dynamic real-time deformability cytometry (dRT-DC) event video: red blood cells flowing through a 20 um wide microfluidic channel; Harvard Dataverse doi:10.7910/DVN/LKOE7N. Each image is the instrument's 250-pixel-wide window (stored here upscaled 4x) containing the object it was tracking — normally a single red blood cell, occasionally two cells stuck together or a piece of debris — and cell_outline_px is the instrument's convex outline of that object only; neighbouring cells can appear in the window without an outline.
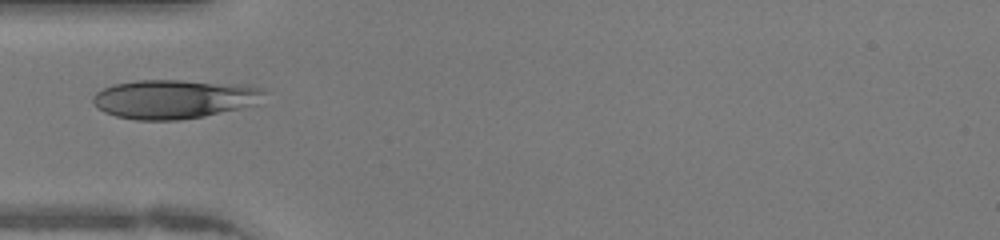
{"species": "human", "species_latin": "Homo sapiens", "temperature_condition": "warm", "stored_images_in_passage": 33, "camera_frame_rate_fps": 3000, "um_per_image_px": 0.085, "donor": {"sex": "female"}, "frame": {"image": 1, "passage_image": 1, "time_ms": 0.0, "image_size_px": [1000, 240], "cell_outline_px": [[268, 92], [256, 104], [240, 108], [204, 116], [180, 120], [136, 120], [116, 116], [104, 112], [92, 100], [92, 96], [96, 92], [112, 84], [136, 80], [180, 80], [252, 84], [264, 88]], "centroid_in_image_um": [14.86, 8.4], "position_along_channel_um": 70.1, "area_um2": 39.36}}
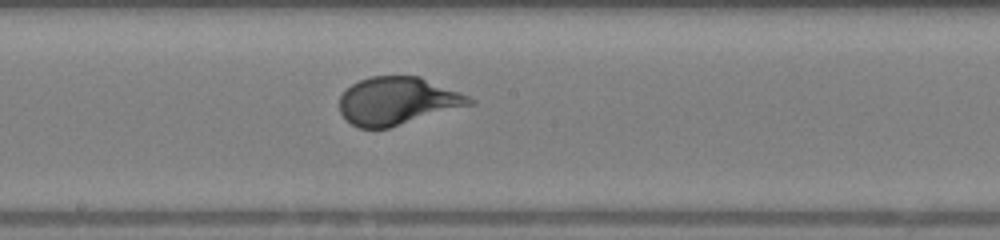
{"frame": {"image": 2, "passage_image": 11, "time_ms": 3.333, "image_size_px": [1000, 240], "cell_outline_px": [[476, 104], [388, 128], [360, 128], [352, 124], [340, 112], [340, 96], [352, 84], [360, 80], [372, 76], [420, 76], [468, 96], [476, 100]], "centroid_in_image_um": [33.82, 8.58], "position_along_channel_um": 214.4, "area_um2": 36.01}}
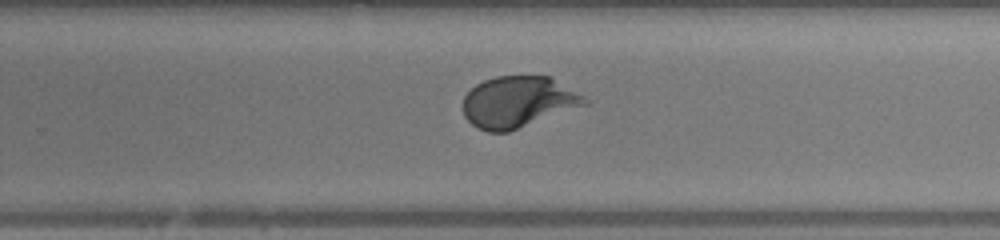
{"frame": {"image": 3, "passage_image": 16, "time_ms": 5.0, "image_size_px": [1000, 240], "cell_outline_px": [[592, 100], [588, 104], [508, 132], [488, 132], [476, 128], [464, 116], [464, 96], [476, 84], [484, 80], [496, 76], [548, 76]], "centroid_in_image_um": [44.04, 8.67], "position_along_channel_um": 285.8, "area_um2": 36.24}}